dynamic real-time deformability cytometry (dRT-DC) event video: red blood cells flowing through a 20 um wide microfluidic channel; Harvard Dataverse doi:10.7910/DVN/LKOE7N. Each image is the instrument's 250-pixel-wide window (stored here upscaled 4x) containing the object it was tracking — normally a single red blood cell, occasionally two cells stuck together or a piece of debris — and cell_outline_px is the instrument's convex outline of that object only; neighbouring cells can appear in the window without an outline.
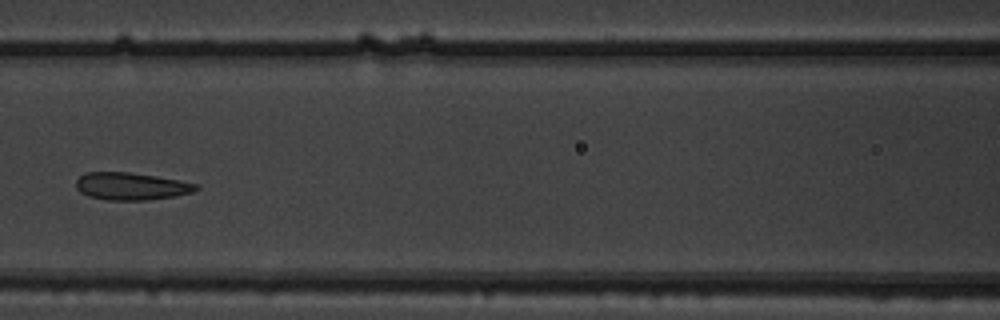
{"species": "common noctule bat (a hibernating species)", "species_latin": "Nyctalus noctula", "temperature_condition": "warm", "stored_images_in_passage": 7, "camera_frame_rate_fps": 3000, "um_per_image_px": 0.085, "animal": {"sex": "male", "body_mass_g": 19.5, "forearm_length_mm": 54.6}, "frame": {"image": 1, "passage_image": 7, "time_ms": 2.0, "image_size_px": [1000, 320], "cell_outline_px": [[200, 188], [192, 192], [176, 196], [148, 200], [108, 200], [88, 196], [80, 192], [76, 188], [76, 180], [80, 176], [88, 172], [128, 172], [156, 176], [200, 184]], "centroid_in_image_um": [11.17, 15.83], "position_along_channel_um": 155.4, "area_um2": 19.25}}